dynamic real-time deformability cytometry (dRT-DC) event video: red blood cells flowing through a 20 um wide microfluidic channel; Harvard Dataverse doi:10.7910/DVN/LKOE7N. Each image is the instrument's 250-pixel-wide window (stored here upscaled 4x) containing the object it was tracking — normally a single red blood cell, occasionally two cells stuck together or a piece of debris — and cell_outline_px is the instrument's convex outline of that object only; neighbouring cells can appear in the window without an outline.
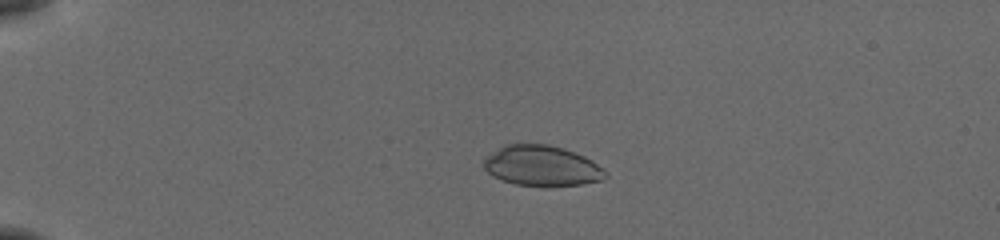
{"species": "common noctule bat (a hibernating species)", "species_latin": "Nyctalus noctula", "temperature_condition": "cold", "stored_images_in_passage": 55, "camera_frame_rate_fps": 3000, "um_per_image_px": 0.085, "animal": {"sex": "female", "body_mass_g": 19.5, "forearm_length_mm": 54.1}, "frame": {"image": 1, "passage_image": 14, "time_ms": 4.333, "image_size_px": [1000, 240], "cell_outline_px": [[608, 176], [600, 180], [580, 184], [548, 188], [544, 188], [516, 184], [492, 176], [484, 168], [484, 160], [488, 156], [500, 148], [508, 144], [548, 144], [564, 148], [584, 156], [592, 160], [604, 168]], "centroid_in_image_um": [46.1, 14.12], "position_along_channel_um": 38.9, "area_um2": 28.84}}
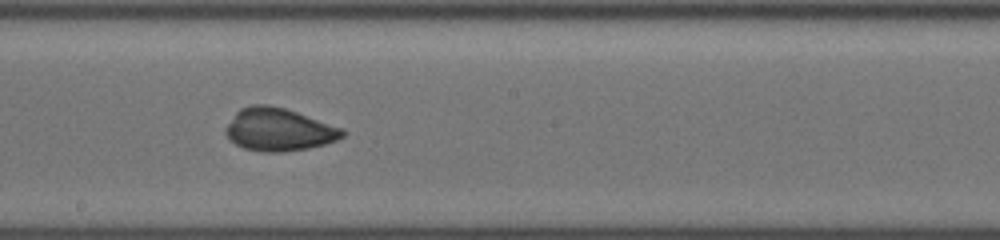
{"frame": {"image": 2, "passage_image": 33, "time_ms": 10.667, "image_size_px": [1000, 240], "cell_outline_px": [[348, 132], [344, 136], [336, 140], [324, 144], [308, 148], [280, 152], [260, 152], [244, 148], [228, 140], [224, 132], [224, 128], [236, 112], [240, 108], [252, 104], [268, 104], [284, 108], [344, 128]], "centroid_in_image_um": [23.68, 11.01], "position_along_channel_um": 224.5, "area_um2": 29.3}}
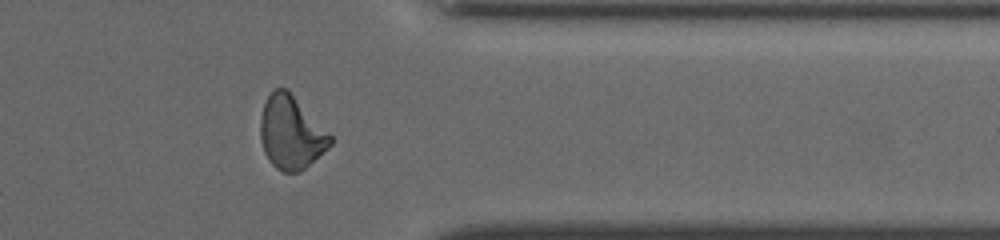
{"frame": {"image": 3, "passage_image": 46, "time_ms": 15.0, "image_size_px": [1000, 240], "cell_outline_px": [[332, 144], [328, 148], [300, 172], [284, 172], [276, 168], [268, 160], [264, 152], [260, 140], [260, 120], [264, 104], [268, 96], [276, 88], [288, 88], [332, 136]], "centroid_in_image_um": [24.73, 11.27], "position_along_channel_um": 386.7, "area_um2": 29.82}, "authors_computed_cell_mechanics": {"area_um2": 29.2468, "velocity_mm_per_s": 3.8605, "shape_relaxation_time_tau1_ms": 4.4581, "shape_relaxation_time_tau2_ms": 2.5968, "deformation_change_tau1": 0.124, "deformation_change_tau2": 0.0807}}